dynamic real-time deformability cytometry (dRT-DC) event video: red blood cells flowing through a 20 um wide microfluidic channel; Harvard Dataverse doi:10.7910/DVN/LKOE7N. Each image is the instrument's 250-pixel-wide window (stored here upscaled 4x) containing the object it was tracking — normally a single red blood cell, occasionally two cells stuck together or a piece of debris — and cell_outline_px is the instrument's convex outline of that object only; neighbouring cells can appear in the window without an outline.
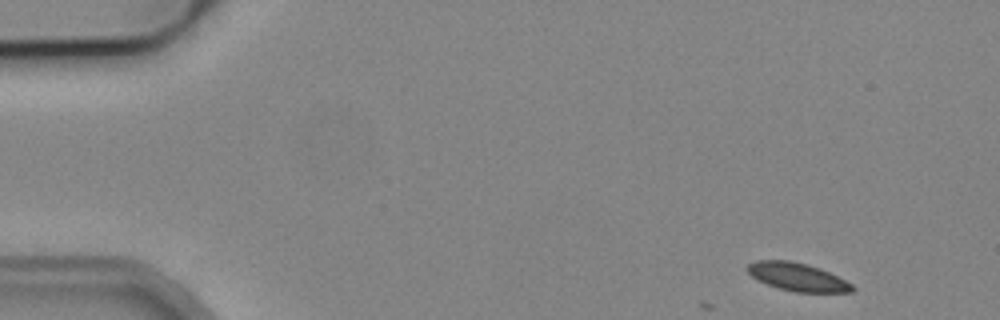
{"species": "common noctule bat (a hibernating species)", "species_latin": "Nyctalus noctula", "temperature_condition": "cold", "stored_images_in_passage": 7, "camera_frame_rate_fps": 3000, "um_per_image_px": 0.085, "animal": {"sex": "male", "body_mass_g": 19.2, "forearm_length_mm": 51.8}, "frame": {"image": 1, "passage_image": 1, "time_ms": 0.0, "image_size_px": [1000, 320], "cell_outline_px": [[856, 288], [852, 292], [796, 292], [780, 288], [768, 284], [752, 276], [744, 268], [748, 264], [756, 260], [788, 260], [820, 268], [852, 284]], "centroid_in_image_um": [67.77, 23.53], "position_along_channel_um": 17.2, "area_um2": 16.88}}
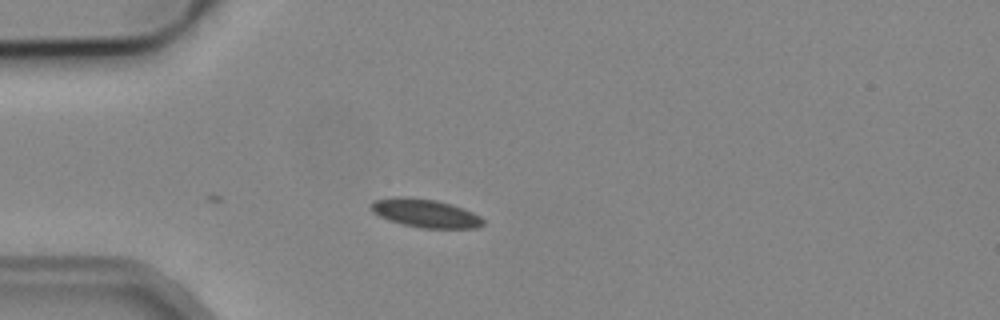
{"frame": {"image": 2, "passage_image": 3, "time_ms": 3.333, "image_size_px": [1000, 320], "cell_outline_px": [[484, 224], [476, 228], [420, 228], [404, 224], [380, 216], [372, 212], [372, 200], [396, 196], [436, 200], [452, 204], [472, 212], [480, 216], [484, 220]], "centroid_in_image_um": [36.17, 18.12], "position_along_channel_um": 48.8, "area_um2": 18.32}}
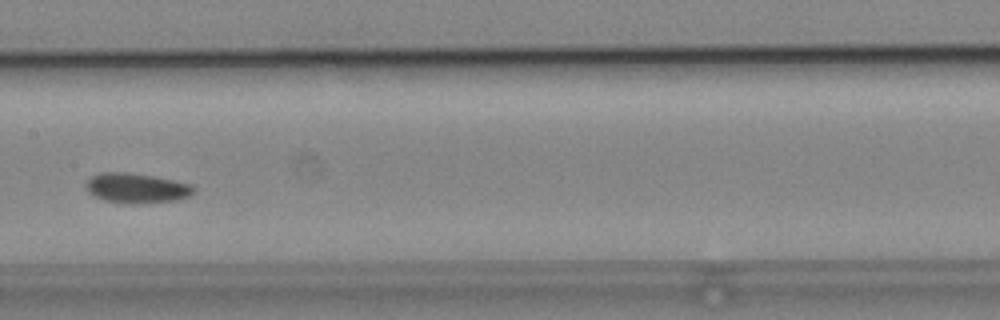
{"frame": {"image": 3, "passage_image": 7, "time_ms": 7.667, "image_size_px": [1000, 320], "cell_outline_px": [[196, 192], [188, 196], [176, 200], [132, 204], [128, 204], [104, 200], [88, 192], [88, 180], [92, 176], [100, 172], [128, 172], [152, 176], [172, 180], [188, 184], [196, 188]], "centroid_in_image_um": [11.62, 15.99], "position_along_channel_um": 195.8, "area_um2": 18.5}}